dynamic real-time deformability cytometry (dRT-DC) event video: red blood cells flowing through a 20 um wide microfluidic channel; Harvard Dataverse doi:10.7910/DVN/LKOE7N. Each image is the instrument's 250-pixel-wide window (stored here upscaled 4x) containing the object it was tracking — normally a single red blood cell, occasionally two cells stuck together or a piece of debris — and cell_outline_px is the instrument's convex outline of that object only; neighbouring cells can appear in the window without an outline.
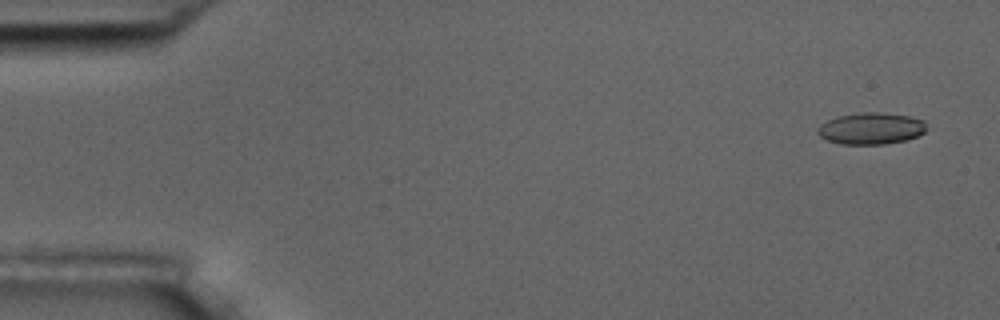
{"species": "common noctule bat (a hibernating species)", "species_latin": "Nyctalus noctula", "temperature_condition": "room temperature", "stored_images_in_passage": 54, "camera_frame_rate_fps": 3000, "um_per_image_px": 0.085, "animal": {"sex": "male", "body_mass_g": 17.5, "forearm_length_mm": 52.3}, "frame": {"image": 1, "passage_image": 1, "time_ms": 0.0, "image_size_px": [1000, 320], "cell_outline_px": [[924, 132], [916, 136], [904, 140], [884, 144], [840, 144], [828, 140], [820, 136], [816, 132], [816, 128], [820, 124], [836, 116], [860, 112], [880, 112], [908, 116], [924, 120]], "centroid_in_image_um": [73.97, 10.91], "position_along_channel_um": 11.0, "area_um2": 20.0}}
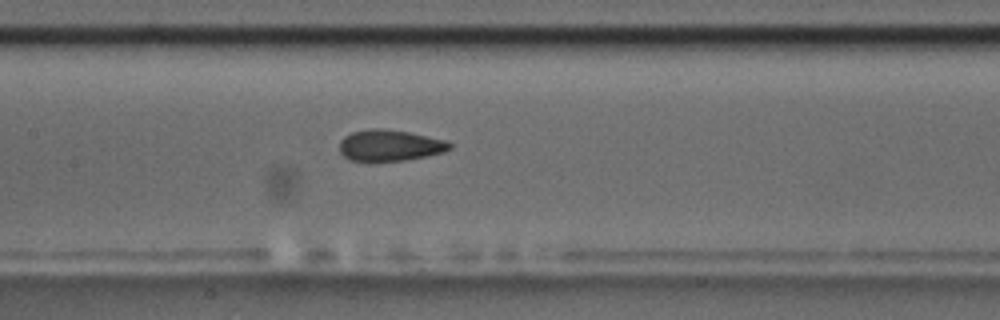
{"frame": {"image": 2, "passage_image": 25, "time_ms": 8.0, "image_size_px": [1000, 320], "cell_outline_px": [[452, 148], [444, 152], [404, 160], [372, 164], [368, 164], [348, 160], [340, 152], [340, 140], [344, 136], [352, 132], [372, 128], [380, 128], [408, 132], [444, 140], [452, 144]], "centroid_in_image_um": [33.06, 12.4], "position_along_channel_um": 174.3, "area_um2": 20.58}}
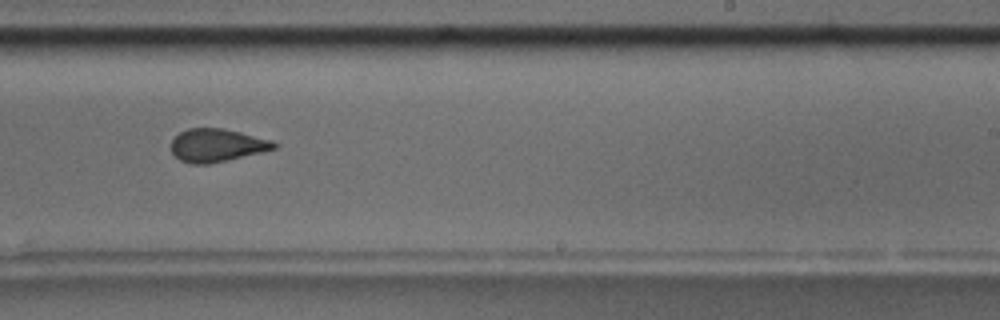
{"frame": {"image": 3, "passage_image": 33, "time_ms": 10.667, "image_size_px": [1000, 320], "cell_outline_px": [[276, 148], [260, 152], [208, 164], [192, 164], [180, 160], [172, 152], [172, 140], [180, 132], [188, 128], [224, 128], [272, 140], [276, 144]], "centroid_in_image_um": [18.41, 12.34], "position_along_channel_um": 270.6, "area_um2": 19.48}, "authors_computed_cell_mechanics": {"area_um2": 20.5479, "velocity_mm_per_s": 3.6261, "shape_relaxation_time_tau1_ms": 5.0809, "shape_relaxation_time_tau2_ms": 1.67, "deformation_change_tau1": 0.1336, "deformation_change_tau2": 0.0736}}